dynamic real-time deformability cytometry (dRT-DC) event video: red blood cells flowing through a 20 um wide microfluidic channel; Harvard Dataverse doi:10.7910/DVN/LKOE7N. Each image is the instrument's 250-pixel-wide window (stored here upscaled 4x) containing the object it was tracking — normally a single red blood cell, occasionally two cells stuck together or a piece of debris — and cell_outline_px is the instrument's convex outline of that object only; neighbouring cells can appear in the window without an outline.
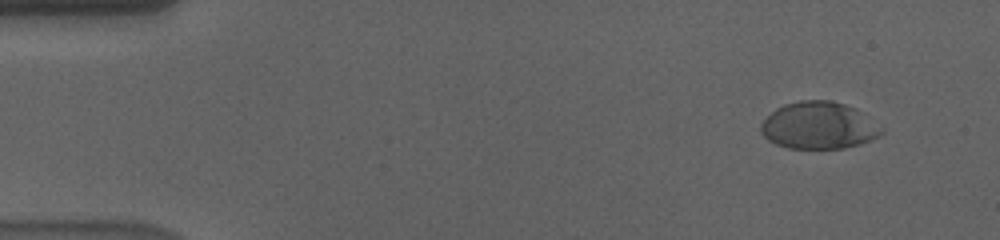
{"species": "human", "species_latin": "Homo sapiens", "temperature_condition": "cold", "stored_images_in_passage": 57, "camera_frame_rate_fps": 3000, "um_per_image_px": 0.085, "donor": {"sex": "male"}, "frame": {"image": 1, "passage_image": 5, "time_ms": 1.333, "image_size_px": [1000, 240], "cell_outline_px": [[884, 132], [880, 136], [872, 140], [860, 144], [844, 148], [788, 148], [776, 144], [768, 140], [760, 132], [760, 124], [776, 108], [784, 104], [800, 100], [832, 100], [856, 108], [884, 128]], "centroid_in_image_um": [69.62, 10.67], "position_along_channel_um": 15.4, "area_um2": 33.29}}
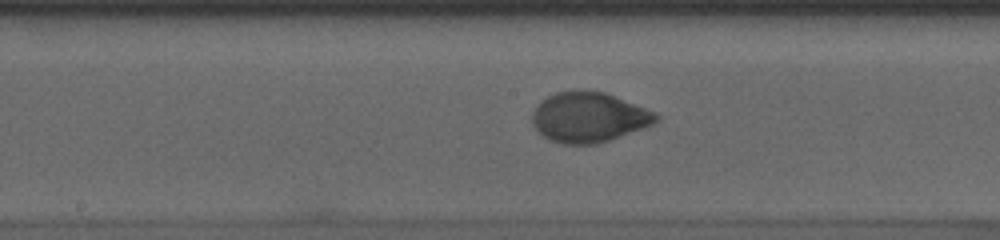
{"frame": {"image": 2, "passage_image": 30, "time_ms": 9.667, "image_size_px": [1000, 240], "cell_outline_px": [[660, 120], [644, 128], [596, 144], [560, 144], [548, 140], [536, 132], [532, 124], [532, 112], [540, 100], [556, 92], [576, 88], [604, 92], [656, 112], [660, 116]], "centroid_in_image_um": [50.0, 9.95], "position_along_channel_um": 198.2, "area_um2": 36.7}}
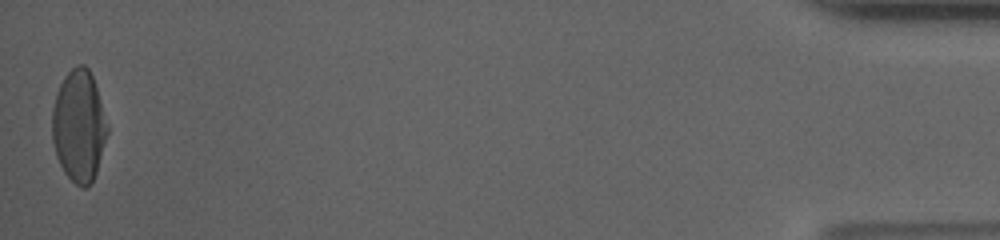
{"frame": {"image": 3, "passage_image": 57, "time_ms": 18.667, "image_size_px": [1000, 240], "cell_outline_px": [[108, 132], [96, 172], [92, 180], [84, 188], [80, 188], [64, 172], [56, 156], [52, 140], [52, 108], [56, 92], [64, 76], [76, 64], [84, 64], [88, 68], [92, 76], [96, 88], [108, 128]], "centroid_in_image_um": [6.68, 10.69], "position_along_channel_um": 428.5, "area_um2": 35.66}, "authors_computed_cell_mechanics": {"area_um2": 35.6048, "velocity_mm_per_s": 3.583, "shape_relaxation_time_tau1_ms": 4.2561, "shape_relaxation_time_tau2_ms": null, "deformation_change_tau1": 0.167, "deformation_change_tau2": null}}